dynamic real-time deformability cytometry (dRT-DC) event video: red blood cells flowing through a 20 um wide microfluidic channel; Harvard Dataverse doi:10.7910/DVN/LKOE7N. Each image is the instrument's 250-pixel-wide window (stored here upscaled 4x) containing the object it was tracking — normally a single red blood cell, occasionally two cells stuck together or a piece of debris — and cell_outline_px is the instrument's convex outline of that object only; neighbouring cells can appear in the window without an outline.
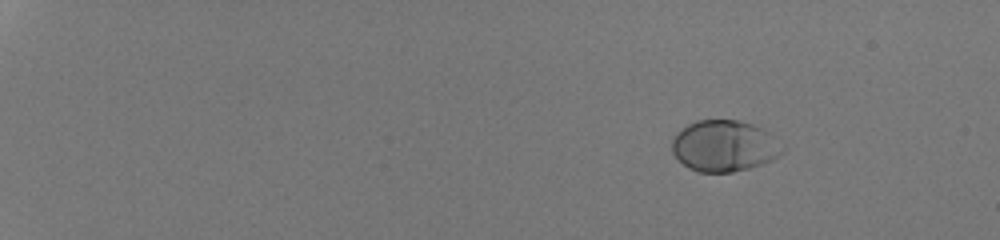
{"species": "human", "species_latin": "Homo sapiens", "temperature_condition": "room temperature", "stored_images_in_passage": 46, "camera_frame_rate_fps": 3000, "um_per_image_px": 0.085, "donor": {"sex": "male"}, "frame": {"image": 1, "passage_image": 1, "time_ms": 0.0, "image_size_px": [1000, 240], "cell_outline_px": [[788, 148], [784, 152], [772, 160], [764, 164], [732, 172], [696, 172], [688, 168], [672, 152], [672, 140], [676, 132], [688, 124], [696, 120], [736, 120], [752, 124], [768, 132]], "centroid_in_image_um": [61.59, 12.41], "position_along_channel_um": 23.4, "area_um2": 33.23}}
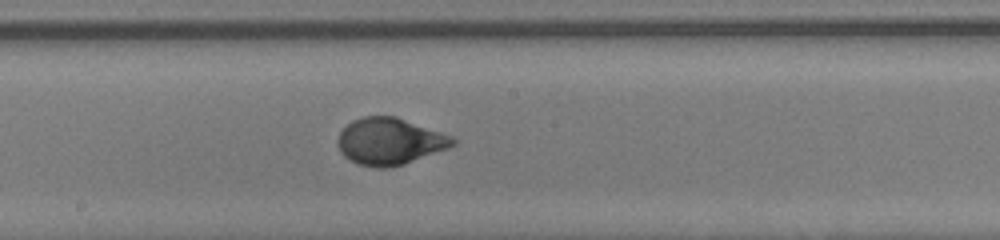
{"frame": {"image": 2, "passage_image": 27, "time_ms": 8.667, "image_size_px": [1000, 240], "cell_outline_px": [[456, 144], [448, 148], [404, 164], [388, 168], [376, 168], [356, 164], [344, 156], [340, 152], [336, 144], [336, 140], [340, 132], [352, 120], [364, 116], [396, 116], [452, 136], [456, 140]], "centroid_in_image_um": [33.09, 12.02], "position_along_channel_um": 215.1, "area_um2": 31.5}}
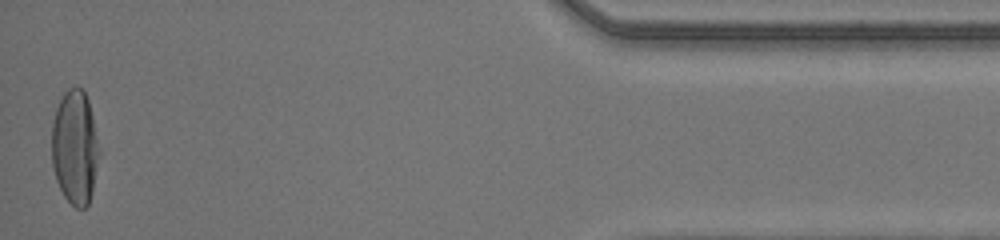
{"frame": {"image": 3, "passage_image": 46, "time_ms": 15.0, "image_size_px": [1000, 240], "cell_outline_px": [[100, 152], [92, 192], [88, 204], [84, 208], [76, 208], [64, 196], [56, 180], [52, 164], [52, 124], [56, 108], [64, 92], [68, 88], [80, 88], [84, 92], [88, 100], [100, 148]], "centroid_in_image_um": [6.37, 12.54], "position_along_channel_um": 428.8, "area_um2": 31.5}, "authors_computed_cell_mechanics": {"area_um2": 31.1831, "velocity_mm_per_s": 4.2483, "shape_relaxation_time_tau1_ms": 2.9728, "shape_relaxation_time_tau2_ms": null, "deformation_change_tau1": 0.1846, "deformation_change_tau2": null}}